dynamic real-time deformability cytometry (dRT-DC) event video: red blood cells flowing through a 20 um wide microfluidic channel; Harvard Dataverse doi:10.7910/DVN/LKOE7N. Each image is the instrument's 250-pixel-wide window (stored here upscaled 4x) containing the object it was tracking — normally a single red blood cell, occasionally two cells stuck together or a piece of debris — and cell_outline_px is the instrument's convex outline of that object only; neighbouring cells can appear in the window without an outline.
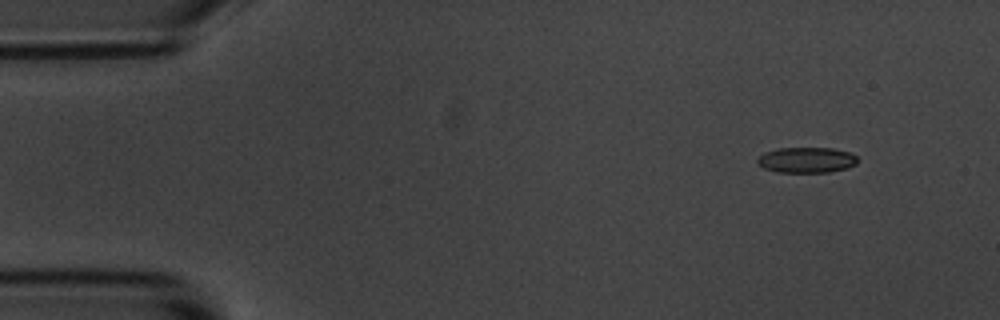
{"species": "common noctule bat (a hibernating species)", "species_latin": "Nyctalus noctula", "temperature_condition": "room temperature", "stored_images_in_passage": 3, "camera_frame_rate_fps": 3000, "um_per_image_px": 0.085, "animal": {"sex": "male", "body_mass_g": 20.1, "forearm_length_mm": 53.5}, "frame": {"image": 1, "passage_image": 1, "time_ms": 0.0, "image_size_px": [1000, 320], "cell_outline_px": [[856, 164], [848, 168], [828, 172], [776, 172], [764, 168], [756, 164], [756, 160], [764, 152], [780, 148], [832, 148], [852, 152], [856, 156]], "centroid_in_image_um": [68.55, 13.6], "position_along_channel_um": 16.5, "area_um2": 15.03}}
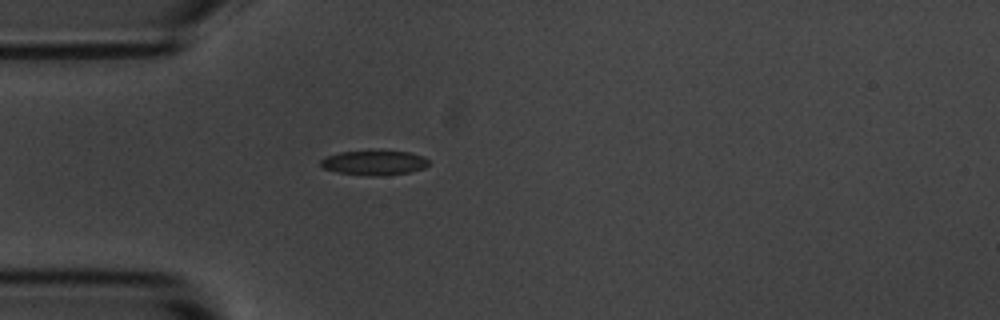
{"frame": {"image": 2, "passage_image": 3, "time_ms": 3.333, "image_size_px": [1000, 320], "cell_outline_px": [[428, 164], [424, 168], [408, 172], [376, 176], [368, 176], [340, 172], [324, 168], [320, 164], [320, 160], [324, 156], [340, 152], [408, 152], [424, 156], [428, 160]], "centroid_in_image_um": [31.79, 13.84], "position_along_channel_um": 53.2, "area_um2": 15.09}}